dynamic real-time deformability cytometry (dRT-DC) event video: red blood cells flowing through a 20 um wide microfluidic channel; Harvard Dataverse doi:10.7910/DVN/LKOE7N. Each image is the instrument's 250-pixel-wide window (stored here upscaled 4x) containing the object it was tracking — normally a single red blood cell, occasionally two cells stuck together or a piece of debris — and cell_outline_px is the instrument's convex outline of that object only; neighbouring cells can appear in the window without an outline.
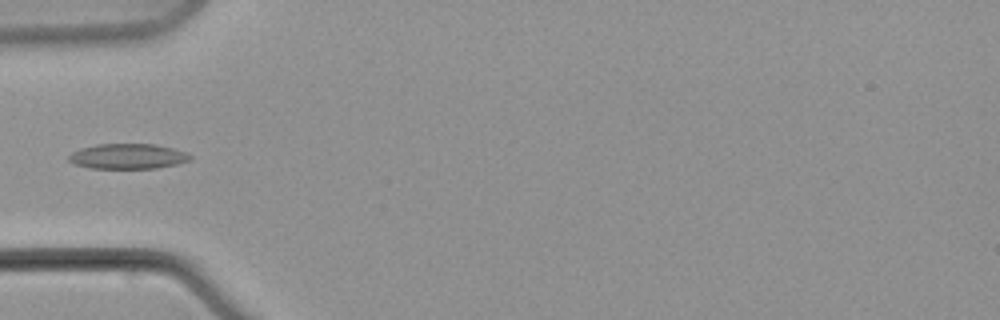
{"species": "common noctule bat (a hibernating species)", "species_latin": "Nyctalus noctula", "temperature_condition": "warm", "stored_images_in_passage": 11, "camera_frame_rate_fps": 3000, "um_per_image_px": 0.085, "animal": {"sex": "male", "body_mass_g": 21.5, "forearm_length_mm": 52.0}, "frame": {"image": 1, "passage_image": 7, "time_ms": 7.333, "image_size_px": [1000, 320], "cell_outline_px": [[192, 160], [176, 164], [156, 168], [88, 168], [72, 164], [68, 160], [68, 156], [72, 152], [80, 148], [96, 144], [152, 144], [172, 148], [188, 152], [192, 156]], "centroid_in_image_um": [10.85, 13.29], "position_along_channel_um": 74.2, "area_um2": 17.98}}
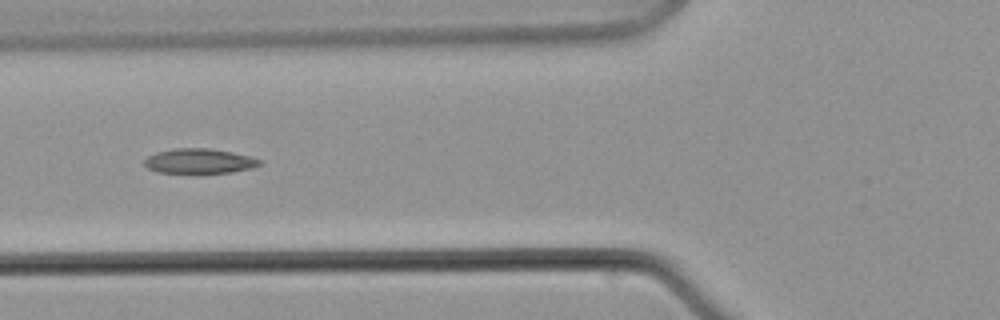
{"frame": {"image": 2, "passage_image": 8, "time_ms": 8.667, "image_size_px": [1000, 320], "cell_outline_px": [[260, 164], [252, 168], [232, 172], [156, 172], [148, 168], [144, 164], [144, 160], [148, 156], [156, 152], [172, 148], [208, 148], [232, 152], [252, 156], [260, 160]], "centroid_in_image_um": [16.93, 13.67], "position_along_channel_um": 108.9, "area_um2": 16.53}}